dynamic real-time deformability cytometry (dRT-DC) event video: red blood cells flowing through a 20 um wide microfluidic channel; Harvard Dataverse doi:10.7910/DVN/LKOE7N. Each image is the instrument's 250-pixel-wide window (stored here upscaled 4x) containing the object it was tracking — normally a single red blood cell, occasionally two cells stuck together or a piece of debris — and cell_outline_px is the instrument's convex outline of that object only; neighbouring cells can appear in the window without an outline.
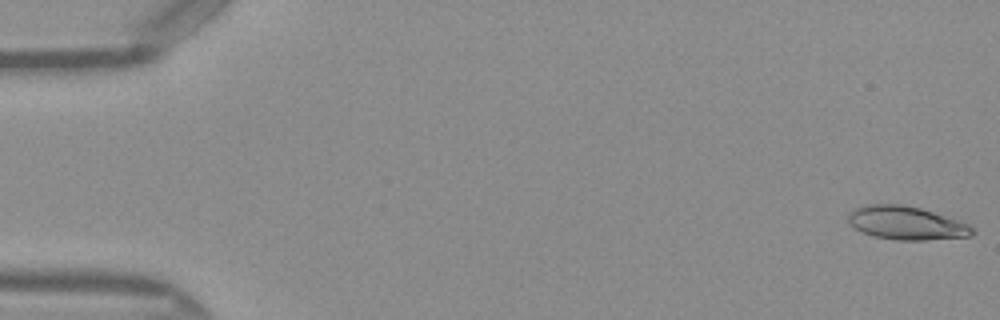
{"species": "Egyptian fruit bat (a non-hibernating species)", "species_latin": "Rousettus aegyptiacus", "temperature_condition": "warm", "stored_images_in_passage": 51, "camera_frame_rate_fps": 3000, "um_per_image_px": 0.085, "frame": {"image": 1, "passage_image": 1, "time_ms": 0.0, "image_size_px": [1000, 320], "cell_outline_px": [[976, 232], [968, 236], [924, 240], [896, 240], [876, 236], [864, 232], [856, 228], [848, 220], [848, 212], [856, 208], [868, 204], [900, 204], [920, 208], [968, 224], [976, 228]], "centroid_in_image_um": [77.04, 18.95], "position_along_channel_um": 8.0, "area_um2": 23.76}}
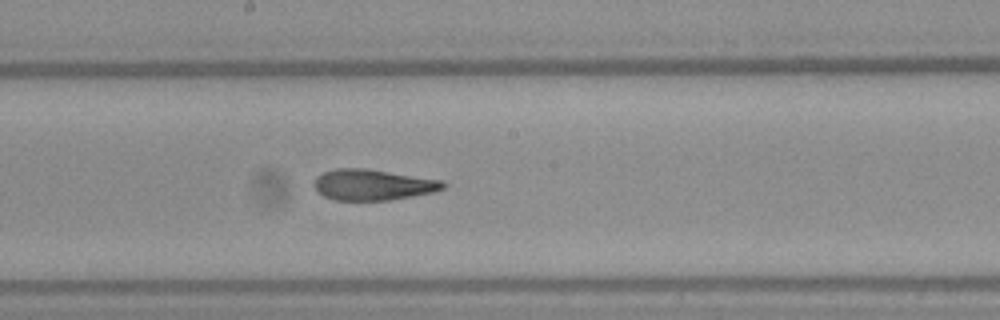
{"frame": {"image": 2, "passage_image": 27, "time_ms": 8.667, "image_size_px": [1000, 320], "cell_outline_px": [[448, 184], [444, 188], [436, 192], [388, 200], [336, 200], [324, 196], [316, 188], [316, 176], [324, 172], [336, 168], [364, 168], [444, 180]], "centroid_in_image_um": [31.77, 15.7], "position_along_channel_um": 216.4, "area_um2": 23.12}}
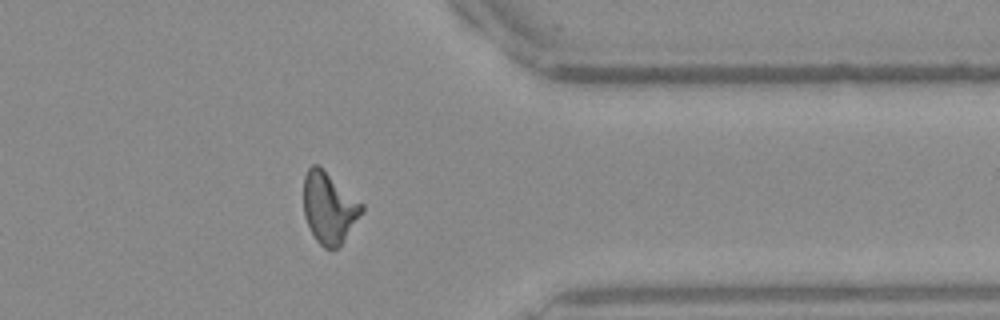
{"frame": {"image": 3, "passage_image": 40, "time_ms": 13.0, "image_size_px": [1000, 320], "cell_outline_px": [[364, 212], [340, 248], [324, 248], [316, 240], [304, 216], [304, 176], [308, 168], [312, 164], [316, 164], [364, 204]], "centroid_in_image_um": [28.0, 17.7], "position_along_channel_um": 383.4, "area_um2": 24.1}, "authors_computed_cell_mechanics": {"area_um2": 23.5246, "velocity_mm_per_s": 4.1173, "shape_relaxation_time_tau1_ms": 7.5012, "shape_relaxation_time_tau2_ms": 2.4108, "deformation_change_tau1": 0.2413, "deformation_change_tau2": 0.1114}}